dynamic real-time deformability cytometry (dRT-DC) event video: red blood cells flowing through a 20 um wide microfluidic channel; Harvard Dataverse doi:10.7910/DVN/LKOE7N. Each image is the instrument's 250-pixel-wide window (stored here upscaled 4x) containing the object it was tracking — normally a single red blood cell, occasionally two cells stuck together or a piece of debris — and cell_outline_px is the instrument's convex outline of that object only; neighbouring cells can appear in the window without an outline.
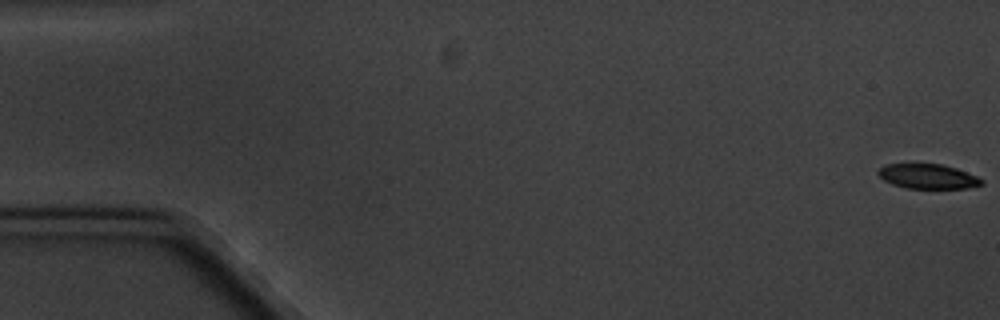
{"species": "common noctule bat (a hibernating species)", "species_latin": "Nyctalus noctula", "temperature_condition": "cold", "stored_images_in_passage": 5, "camera_frame_rate_fps": 3000, "um_per_image_px": 0.085, "animal": {"sex": "male", "body_mass_g": 20.1, "forearm_length_mm": 53.5}, "frame": {"image": 1, "passage_image": 1, "time_ms": 0.0, "image_size_px": [1000, 320], "cell_outline_px": [[984, 184], [968, 188], [904, 188], [892, 184], [884, 180], [876, 172], [880, 168], [888, 164], [940, 164], [956, 168], [976, 176], [984, 180]], "centroid_in_image_um": [78.88, 15.0], "position_along_channel_um": 6.1, "area_um2": 14.8}}